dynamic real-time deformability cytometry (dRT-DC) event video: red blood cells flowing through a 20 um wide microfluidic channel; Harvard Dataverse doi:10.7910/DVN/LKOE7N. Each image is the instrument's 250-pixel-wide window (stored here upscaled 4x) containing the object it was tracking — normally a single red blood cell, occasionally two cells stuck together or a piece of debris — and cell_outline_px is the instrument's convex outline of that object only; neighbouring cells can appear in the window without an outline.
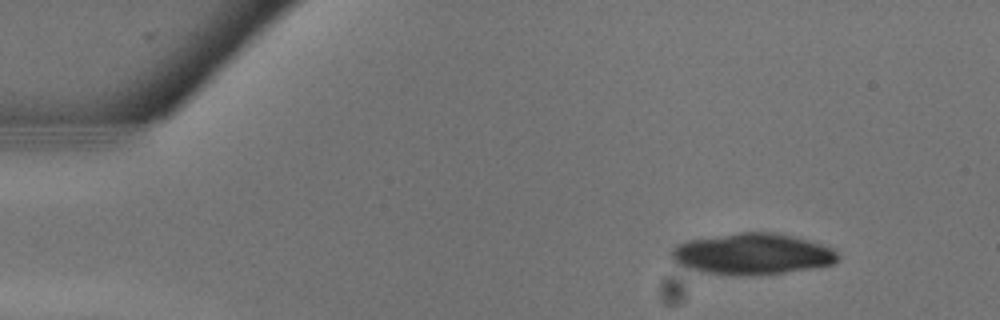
{"species": "common noctule bat (a hibernating species)", "species_latin": "Nyctalus noctula", "temperature_condition": "warm", "stored_images_in_passage": 10, "segment_of_instrument_passage": [1, 2], "camera_frame_rate_fps": 3000, "um_per_image_px": 0.085, "animal": {"sex": "male", "body_mass_g": 13.3}, "frame": {"image": 1, "passage_image": 4, "time_ms": 1.0, "image_size_px": [1000, 320], "cell_outline_px": [[840, 256], [832, 264], [812, 268], [784, 272], [752, 276], [732, 276], [700, 272], [676, 264], [672, 260], [672, 248], [676, 244], [688, 240], [740, 232], [772, 232], [792, 236], [808, 240], [832, 248]], "centroid_in_image_um": [63.89, 21.6], "position_along_channel_um": 21.1, "area_um2": 40.11}}